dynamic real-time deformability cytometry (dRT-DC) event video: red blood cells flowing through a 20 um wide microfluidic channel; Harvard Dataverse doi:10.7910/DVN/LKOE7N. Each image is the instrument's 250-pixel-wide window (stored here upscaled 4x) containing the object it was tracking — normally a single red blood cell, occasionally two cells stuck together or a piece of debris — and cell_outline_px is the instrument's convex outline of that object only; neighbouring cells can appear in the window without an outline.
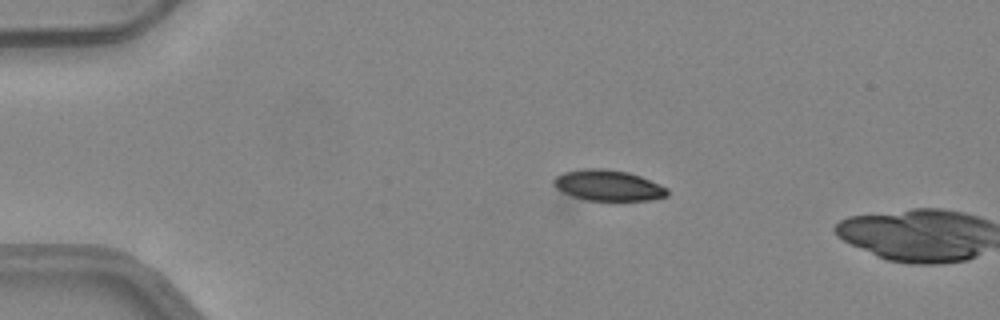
{"species": "common noctule bat (a hibernating species)", "species_latin": "Nyctalus noctula", "temperature_condition": "warm", "stored_images_in_passage": 6, "camera_frame_rate_fps": 3000, "um_per_image_px": 0.085, "animal": {"sex": "female", "body_mass_g": 24.6, "forearm_length_mm": 56.2}, "frame": {"image": 1, "passage_image": 5, "time_ms": 1.333, "image_size_px": [1000, 320], "cell_outline_px": [[668, 196], [648, 200], [568, 200], [552, 184], [552, 180], [556, 176], [564, 172], [588, 168], [600, 168], [628, 172], [640, 176], [668, 188]], "centroid_in_image_um": [51.58, 15.78], "position_along_channel_um": 33.4, "area_um2": 20.87}}